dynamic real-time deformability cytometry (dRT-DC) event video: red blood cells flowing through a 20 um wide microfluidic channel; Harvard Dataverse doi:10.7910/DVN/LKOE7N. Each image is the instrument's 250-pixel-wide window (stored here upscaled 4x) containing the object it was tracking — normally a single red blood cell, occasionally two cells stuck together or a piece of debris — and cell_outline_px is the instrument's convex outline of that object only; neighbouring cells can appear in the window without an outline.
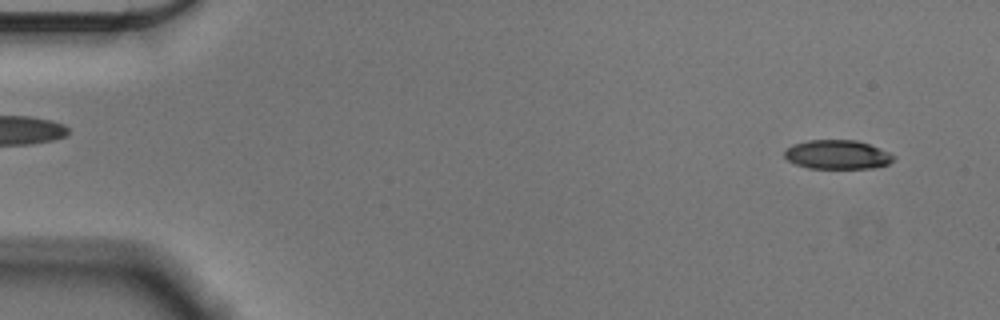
{"species": "Egyptian fruit bat (a non-hibernating species)", "species_latin": "Rousettus aegyptiacus", "temperature_condition": "cold", "stored_images_in_passage": 54, "camera_frame_rate_fps": 3000, "um_per_image_px": 0.085, "animal": {"sex": "male"}, "frame": {"image": 1, "passage_image": 2, "time_ms": 0.333, "image_size_px": [1000, 320], "cell_outline_px": [[896, 156], [888, 164], [872, 168], [808, 168], [796, 164], [788, 160], [784, 156], [784, 152], [792, 144], [808, 140], [856, 140], [880, 148]], "centroid_in_image_um": [71.17, 13.14], "position_along_channel_um": 13.8, "area_um2": 18.38}}
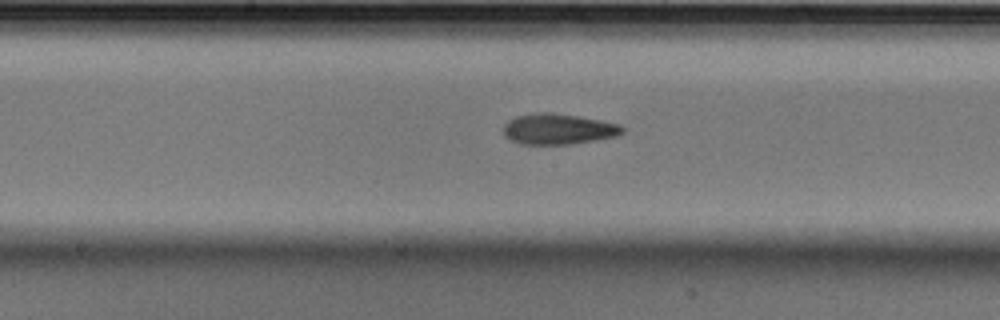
{"frame": {"image": 2, "passage_image": 27, "time_ms": 8.667, "image_size_px": [1000, 320], "cell_outline_px": [[624, 132], [616, 136], [596, 140], [572, 144], [520, 144], [504, 136], [504, 124], [508, 120], [516, 116], [540, 112], [552, 112], [600, 120], [620, 124], [624, 128]], "centroid_in_image_um": [47.45, 10.97], "position_along_channel_um": 200.8, "area_um2": 21.27}}
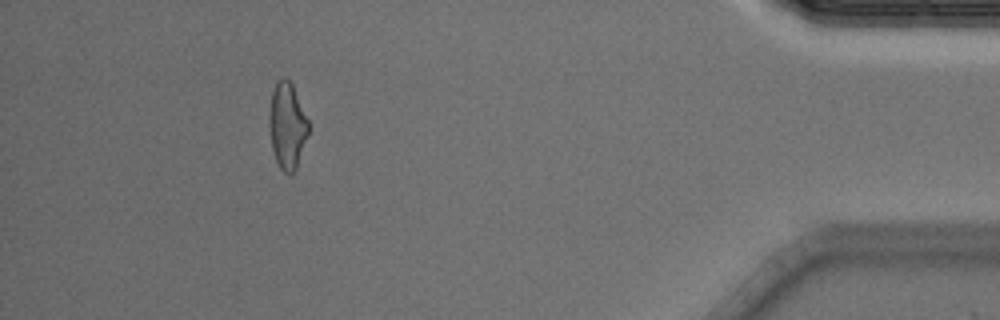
{"frame": {"image": 3, "passage_image": 49, "time_ms": 16.0, "image_size_px": [1000, 320], "cell_outline_px": [[308, 132], [296, 168], [292, 172], [284, 172], [280, 168], [276, 160], [272, 148], [268, 116], [272, 92], [276, 80], [284, 76], [292, 84], [308, 120]], "centroid_in_image_um": [24.39, 10.63], "position_along_channel_um": 410.8, "area_um2": 19.36}, "authors_computed_cell_mechanics": {"area_um2": 20.1722, "velocity_mm_per_s": 3.6047, "shape_relaxation_time_tau1_ms": 4.5388, "shape_relaxation_time_tau2_ms": 3.6366, "deformation_change_tau1": 0.145, "deformation_change_tau2": 0.1209}}